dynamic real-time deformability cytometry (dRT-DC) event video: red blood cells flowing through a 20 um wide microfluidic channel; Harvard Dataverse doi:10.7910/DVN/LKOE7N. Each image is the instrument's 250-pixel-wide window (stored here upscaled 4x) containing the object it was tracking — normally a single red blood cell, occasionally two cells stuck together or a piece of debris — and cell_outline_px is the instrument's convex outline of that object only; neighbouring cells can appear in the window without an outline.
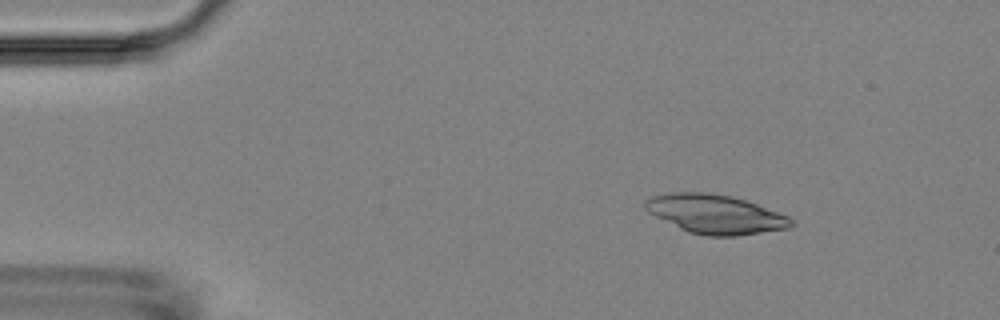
{"species": "Egyptian fruit bat (a non-hibernating species)", "species_latin": "Rousettus aegyptiacus", "temperature_condition": "room temperature", "stored_images_in_passage": 4, "camera_frame_rate_fps": 3000, "um_per_image_px": 0.085, "animal": {"sex": "female"}, "frame": {"image": 1, "passage_image": 2, "time_ms": 1.0, "image_size_px": [1000, 320], "cell_outline_px": [[796, 224], [788, 228], [736, 236], [708, 236], [688, 232], [648, 212], [644, 208], [644, 200], [652, 196], [672, 192], [704, 192], [732, 196], [756, 204], [788, 216], [796, 220]], "centroid_in_image_um": [60.81, 18.2], "position_along_channel_um": 24.2, "area_um2": 33.06}}